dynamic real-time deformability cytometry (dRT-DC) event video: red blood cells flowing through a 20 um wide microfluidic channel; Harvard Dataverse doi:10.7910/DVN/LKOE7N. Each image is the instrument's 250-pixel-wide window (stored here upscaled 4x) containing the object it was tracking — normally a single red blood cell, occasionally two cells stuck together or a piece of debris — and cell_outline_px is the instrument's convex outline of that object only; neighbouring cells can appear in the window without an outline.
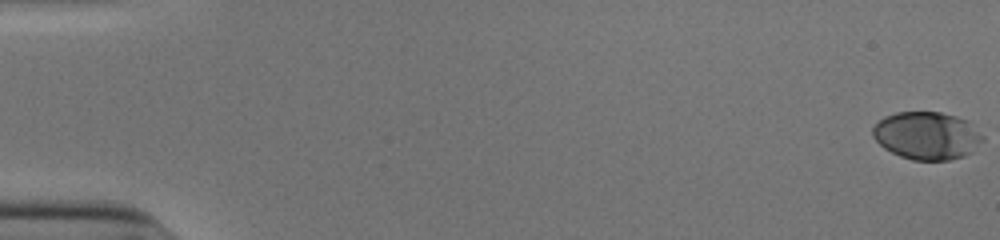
{"species": "human", "species_latin": "Homo sapiens", "temperature_condition": "cold", "stored_images_in_passage": 54, "camera_frame_rate_fps": 3000, "um_per_image_px": 0.085, "donor": {"sex": "male"}, "frame": {"image": 1, "passage_image": 1, "time_ms": 0.0, "image_size_px": [1000, 240], "cell_outline_px": [[984, 140], [972, 152], [964, 156], [948, 160], [912, 160], [900, 156], [884, 148], [872, 136], [872, 128], [884, 116], [896, 112], [940, 112], [956, 116], [968, 120], [984, 136]], "centroid_in_image_um": [78.8, 11.52], "position_along_channel_um": 6.2, "area_um2": 30.75}}
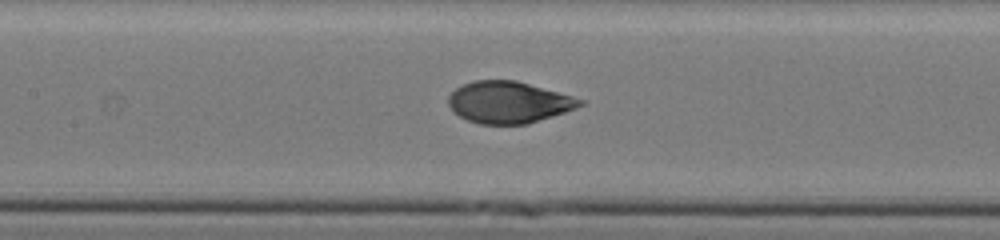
{"frame": {"image": 2, "passage_image": 27, "time_ms": 8.667, "image_size_px": [1000, 240], "cell_outline_px": [[588, 104], [528, 124], [480, 124], [468, 120], [460, 116], [448, 104], [448, 96], [456, 88], [472, 80], [516, 80], [572, 96], [584, 100]], "centroid_in_image_um": [43.25, 8.69], "position_along_channel_um": 164.1, "area_um2": 31.85}}
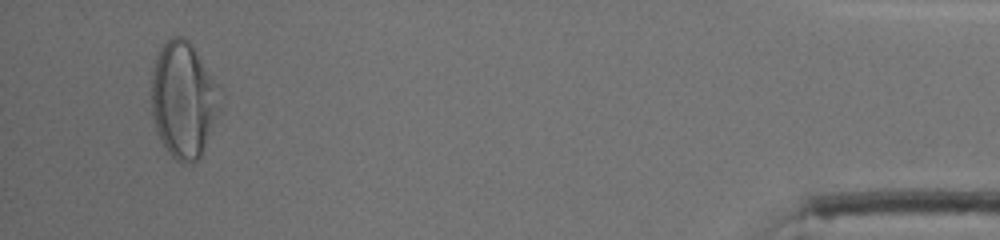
{"frame": {"image": 3, "passage_image": 52, "time_ms": 17.0, "image_size_px": [1000, 240], "cell_outline_px": [[224, 112], [200, 156], [196, 160], [184, 164], [180, 164], [168, 152], [156, 128], [152, 112], [152, 72], [156, 56], [160, 48], [172, 36], [180, 36], [188, 40], [216, 84], [224, 104]], "centroid_in_image_um": [15.65, 8.54], "position_along_channel_um": 419.6, "area_um2": 46.64}, "authors_computed_cell_mechanics": {"area_um2": 32.3969, "velocity_mm_per_s": 3.9032, "shape_relaxation_time_tau1_ms": 4.7613, "shape_relaxation_time_tau2_ms": null, "deformation_change_tau1": 0.1932, "deformation_change_tau2": null}}